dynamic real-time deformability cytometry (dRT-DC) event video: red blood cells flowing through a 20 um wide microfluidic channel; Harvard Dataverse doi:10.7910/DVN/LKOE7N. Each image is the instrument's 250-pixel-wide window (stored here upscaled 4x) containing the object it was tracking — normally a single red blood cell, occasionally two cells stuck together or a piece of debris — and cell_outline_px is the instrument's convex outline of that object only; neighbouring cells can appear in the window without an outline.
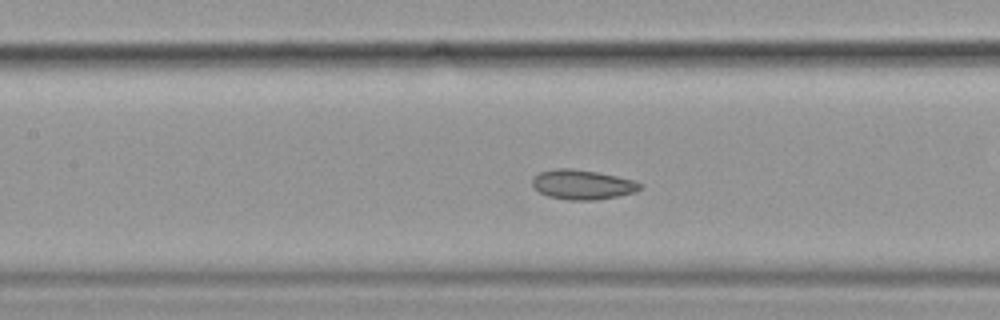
{"species": "common noctule bat (a hibernating species)", "species_latin": "Nyctalus noctula", "temperature_condition": "cold", "stored_images_in_passage": 55, "camera_frame_rate_fps": 3000, "um_per_image_px": 0.085, "animal": {"sex": "female", "body_mass_g": 19.9}, "frame": {"image": 1, "passage_image": 24, "time_ms": 7.667, "image_size_px": [1000, 320], "cell_outline_px": [[640, 188], [636, 192], [596, 200], [568, 200], [548, 196], [540, 192], [532, 184], [532, 180], [540, 172], [556, 168], [572, 168], [596, 172], [616, 176], [632, 180], [640, 184]], "centroid_in_image_um": [49.49, 15.69], "position_along_channel_um": 157.9, "area_um2": 18.32}}
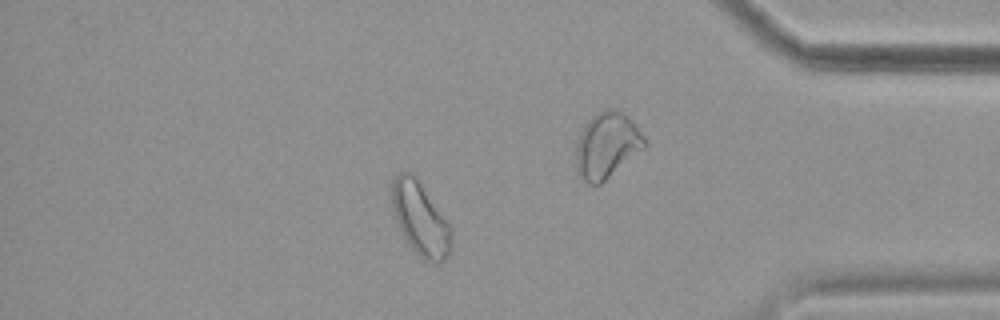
{"frame": {"image": 2, "passage_image": 47, "time_ms": 15.333, "image_size_px": [1000, 320], "cell_outline_px": [[452, 248], [448, 256], [444, 260], [436, 264], [432, 264], [424, 260], [404, 240], [396, 224], [392, 212], [392, 180], [400, 172], [412, 172], [416, 176], [452, 228]], "centroid_in_image_um": [35.72, 18.63], "position_along_channel_um": 399.5, "area_um2": 25.84}, "authors_computed_cell_mechanics": {"area_um2": 20.4034, "velocity_mm_per_s": 3.5449, "shape_relaxation_time_tau1_ms": null, "shape_relaxation_time_tau2_ms": 3.0532, "deformation_change_tau1": null, "deformation_change_tau2": 0.0898}}